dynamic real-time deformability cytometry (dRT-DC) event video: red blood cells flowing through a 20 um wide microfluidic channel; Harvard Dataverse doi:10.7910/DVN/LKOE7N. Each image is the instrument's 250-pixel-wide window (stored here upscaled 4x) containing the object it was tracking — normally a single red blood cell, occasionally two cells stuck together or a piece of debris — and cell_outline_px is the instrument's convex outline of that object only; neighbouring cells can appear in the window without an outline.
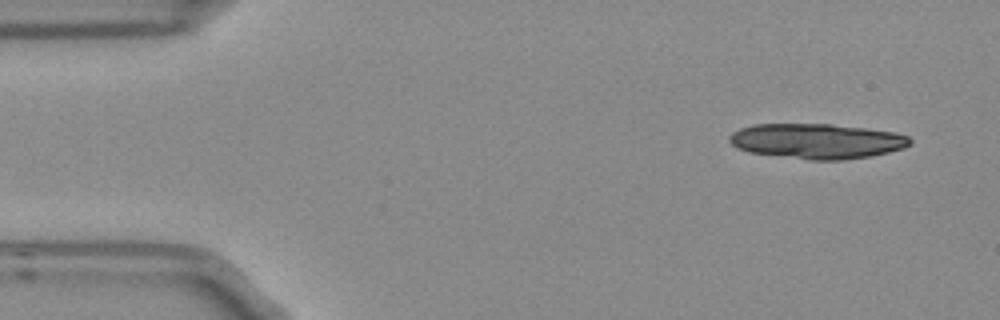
{"species": "Egyptian fruit bat (a non-hibernating species)", "species_latin": "Rousettus aegyptiacus", "temperature_condition": "room temperature", "stored_images_in_passage": 5, "camera_frame_rate_fps": 3000, "um_per_image_px": 0.085, "frame": {"image": 1, "passage_image": 1, "time_ms": 0.0, "image_size_px": [1000, 320], "cell_outline_px": [[912, 144], [904, 148], [872, 156], [844, 160], [808, 160], [748, 152], [736, 148], [728, 140], [728, 136], [732, 132], [740, 128], [756, 124], [832, 124], [864, 128], [892, 132], [908, 136], [912, 140]], "centroid_in_image_um": [69.42, 12.0], "position_along_channel_um": 15.6, "area_um2": 37.17}}